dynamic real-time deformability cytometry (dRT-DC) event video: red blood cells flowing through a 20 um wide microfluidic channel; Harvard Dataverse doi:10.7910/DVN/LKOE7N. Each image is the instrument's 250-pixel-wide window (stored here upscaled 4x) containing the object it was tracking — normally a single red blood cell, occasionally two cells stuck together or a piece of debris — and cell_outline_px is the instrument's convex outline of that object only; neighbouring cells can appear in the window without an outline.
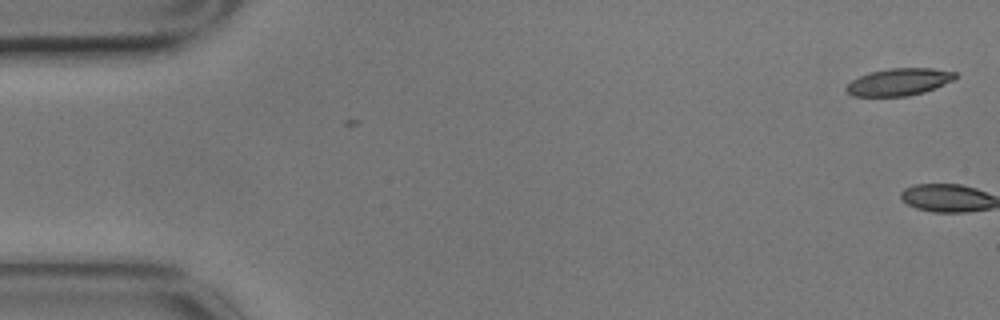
{"species": "common noctule bat (a hibernating species)", "species_latin": "Nyctalus noctula", "temperature_condition": "cold", "stored_images_in_passage": 6, "camera_frame_rate_fps": 3000, "um_per_image_px": 0.085, "animal": {"sex": "male", "body_mass_g": 17.9}, "frame": {"image": 1, "passage_image": 1, "time_ms": 0.0, "image_size_px": [1000, 320], "cell_outline_px": [[956, 76], [952, 80], [944, 84], [924, 92], [908, 96], [852, 96], [844, 88], [852, 80], [868, 72], [888, 68], [932, 68], [956, 72]], "centroid_in_image_um": [76.39, 6.96], "position_along_channel_um": 8.6, "area_um2": 17.22}}